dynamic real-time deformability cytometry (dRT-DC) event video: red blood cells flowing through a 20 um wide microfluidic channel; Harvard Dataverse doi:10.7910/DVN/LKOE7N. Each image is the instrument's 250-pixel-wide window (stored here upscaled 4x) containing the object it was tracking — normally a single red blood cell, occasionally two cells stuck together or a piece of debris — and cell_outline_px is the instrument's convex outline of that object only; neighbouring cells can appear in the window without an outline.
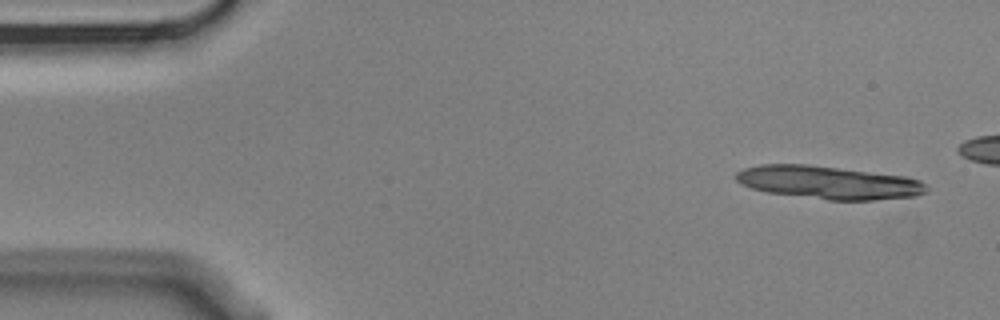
{"species": "Egyptian fruit bat (a non-hibernating species)", "species_latin": "Rousettus aegyptiacus", "temperature_condition": "cold", "stored_images_in_passage": 5, "camera_frame_rate_fps": 3000, "um_per_image_px": 0.085, "animal": {"sex": "male"}, "frame": {"image": 1, "passage_image": 1, "time_ms": 0.0, "image_size_px": [1000, 320], "cell_outline_px": [[928, 188], [924, 192], [916, 196], [876, 200], [828, 200], [768, 192], [752, 188], [740, 184], [736, 180], [736, 172], [744, 168], [760, 164], [804, 164], [908, 176], [920, 180]], "centroid_in_image_um": [70.43, 15.51], "position_along_channel_um": 14.6, "area_um2": 36.65}}